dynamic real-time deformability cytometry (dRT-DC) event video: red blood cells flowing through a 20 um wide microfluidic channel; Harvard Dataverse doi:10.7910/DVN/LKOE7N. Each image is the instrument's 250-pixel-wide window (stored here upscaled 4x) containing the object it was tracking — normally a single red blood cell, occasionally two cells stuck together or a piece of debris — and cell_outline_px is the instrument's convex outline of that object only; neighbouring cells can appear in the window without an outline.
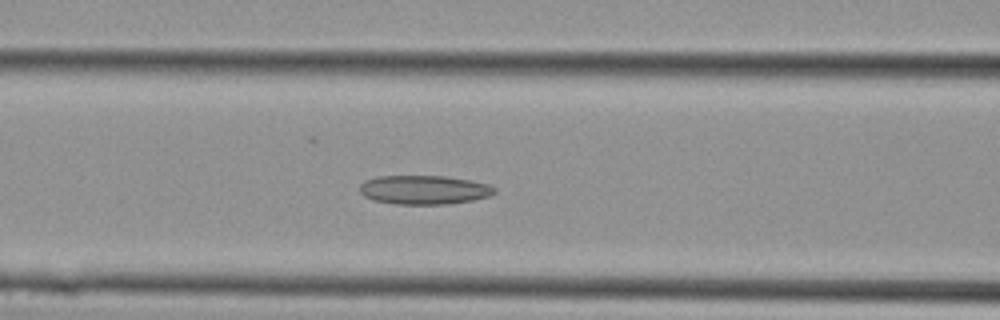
{"species": "Egyptian fruit bat (a non-hibernating species)", "species_latin": "Rousettus aegyptiacus", "temperature_condition": "cold", "stored_images_in_passage": 16, "camera_frame_rate_fps": 3000, "um_per_image_px": 0.085, "animal": {"sex": "female"}, "frame": {"image": 1, "passage_image": 12, "time_ms": 3.667, "image_size_px": [1000, 320], "cell_outline_px": [[496, 192], [488, 196], [472, 200], [448, 204], [396, 204], [372, 200], [364, 196], [360, 192], [360, 184], [364, 180], [376, 176], [444, 176], [468, 180], [488, 184], [496, 188]], "centroid_in_image_um": [36.01, 16.13], "position_along_channel_um": 130.6, "area_um2": 22.77}}
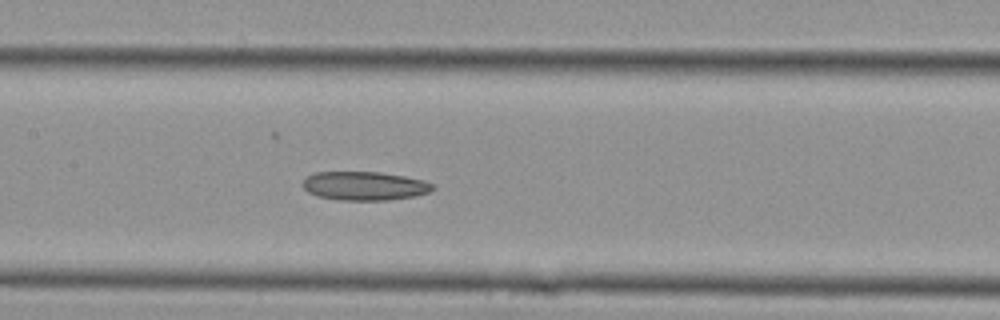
{"frame": {"image": 2, "passage_image": 14, "time_ms": 4.333, "image_size_px": [1000, 320], "cell_outline_px": [[436, 188], [428, 192], [412, 196], [388, 200], [340, 200], [316, 196], [308, 192], [300, 184], [304, 176], [316, 172], [380, 172], [404, 176], [424, 180], [432, 184]], "centroid_in_image_um": [30.92, 15.79], "position_along_channel_um": 176.5, "area_um2": 21.91}}
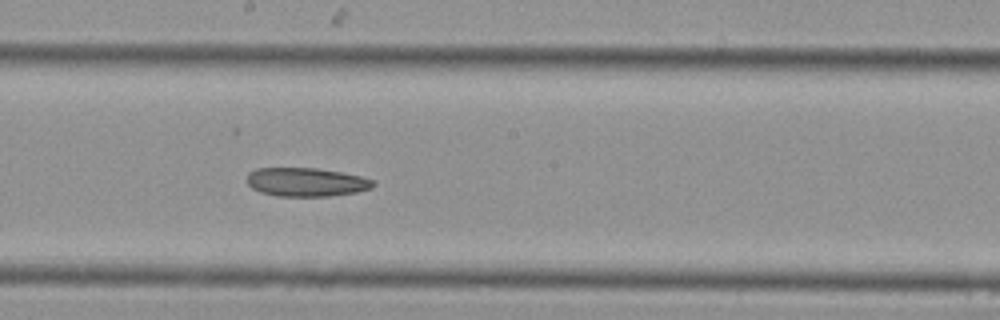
{"frame": {"image": 3, "passage_image": 16, "time_ms": 5.0, "image_size_px": [1000, 320], "cell_outline_px": [[376, 184], [372, 188], [356, 192], [332, 196], [276, 196], [260, 192], [252, 188], [248, 184], [248, 172], [256, 168], [316, 168], [340, 172], [360, 176], [376, 180]], "centroid_in_image_um": [26.05, 15.48], "position_along_channel_um": 222.2, "area_um2": 21.21}}